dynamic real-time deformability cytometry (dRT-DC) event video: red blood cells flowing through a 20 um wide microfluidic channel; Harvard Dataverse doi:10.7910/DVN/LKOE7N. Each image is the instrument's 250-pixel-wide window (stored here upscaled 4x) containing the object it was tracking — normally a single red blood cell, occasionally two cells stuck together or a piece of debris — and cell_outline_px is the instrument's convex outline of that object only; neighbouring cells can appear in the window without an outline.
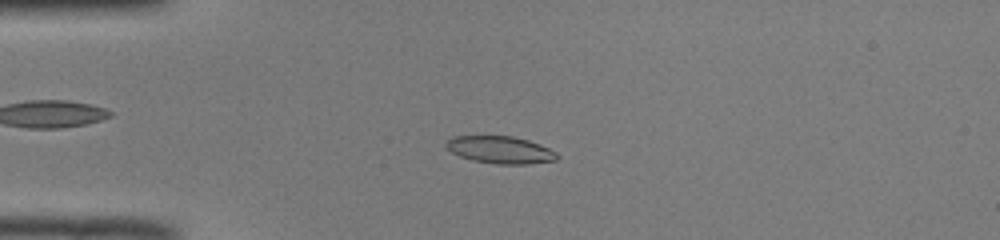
{"species": "common noctule bat (a hibernating species)", "species_latin": "Nyctalus noctula", "temperature_condition": "room temperature", "stored_images_in_passage": 51, "camera_frame_rate_fps": 3000, "um_per_image_px": 0.085, "animal": {"sex": "male", "body_mass_g": 19.0, "forearm_length_mm": 50.8}, "frame": {"image": 1, "passage_image": 13, "time_ms": 4.0, "image_size_px": [1000, 240], "cell_outline_px": [[560, 156], [556, 160], [528, 164], [496, 164], [472, 160], [460, 156], [452, 152], [444, 144], [452, 136], [512, 136], [528, 140], [540, 144], [556, 152]], "centroid_in_image_um": [42.54, 12.74], "position_along_channel_um": 42.5, "area_um2": 17.63}}
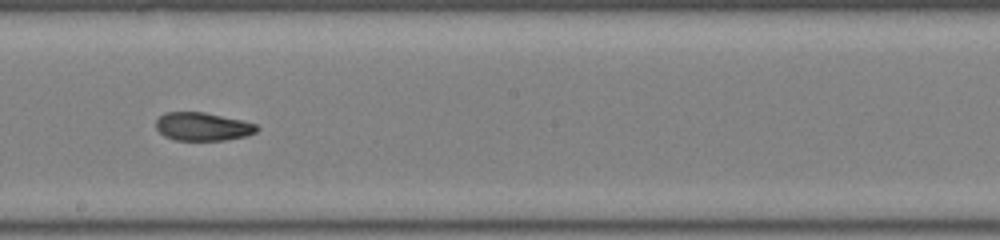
{"frame": {"image": 2, "passage_image": 29, "time_ms": 9.333, "image_size_px": [1000, 240], "cell_outline_px": [[260, 128], [256, 132], [248, 136], [224, 140], [176, 140], [164, 136], [156, 128], [156, 120], [164, 112], [204, 112], [240, 120], [256, 124]], "centroid_in_image_um": [17.23, 10.76], "position_along_channel_um": 231.0, "area_um2": 16.59}}
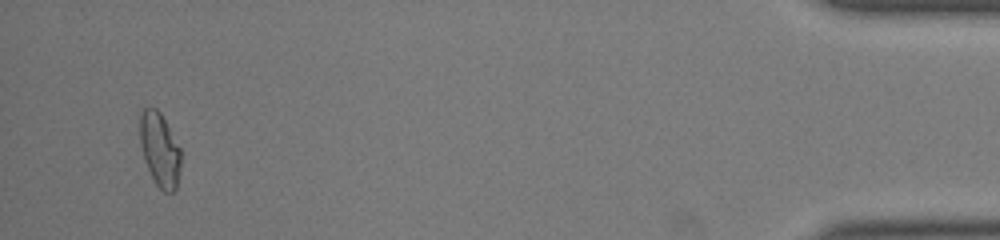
{"frame": {"image": 3, "passage_image": 49, "time_ms": 16.0, "image_size_px": [1000, 240], "cell_outline_px": [[180, 168], [176, 188], [172, 192], [164, 192], [156, 184], [144, 160], [140, 144], [140, 112], [144, 108], [156, 108], [160, 112], [180, 148]], "centroid_in_image_um": [13.57, 12.71], "position_along_channel_um": 421.6, "area_um2": 17.4}, "authors_computed_cell_mechanics": {"area_um2": 17.5134, "velocity_mm_per_s": 4.0081, "shape_relaxation_time_tau1_ms": null, "shape_relaxation_time_tau2_ms": 2.3072, "deformation_change_tau1": null, "deformation_change_tau2": 0.0807}}